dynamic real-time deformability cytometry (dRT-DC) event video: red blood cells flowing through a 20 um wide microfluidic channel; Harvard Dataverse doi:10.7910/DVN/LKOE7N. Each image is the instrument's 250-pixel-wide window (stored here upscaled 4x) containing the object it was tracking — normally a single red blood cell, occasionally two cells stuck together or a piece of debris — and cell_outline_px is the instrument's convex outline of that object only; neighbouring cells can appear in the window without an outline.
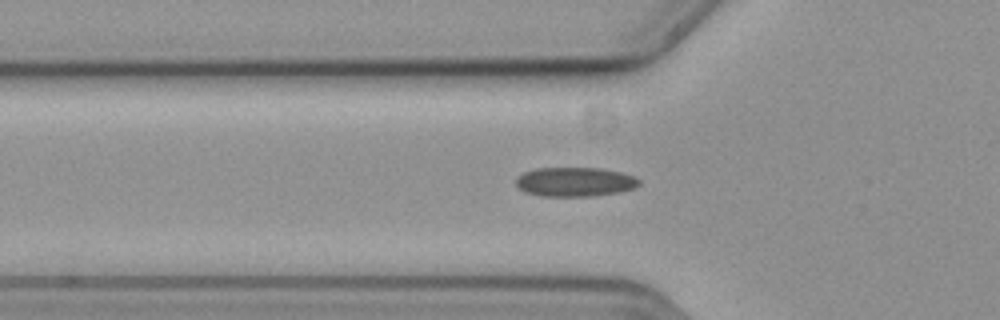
{"species": "common noctule bat (a hibernating species)", "species_latin": "Nyctalus noctula", "temperature_condition": "cold", "stored_images_in_passage": 40, "camera_frame_rate_fps": 3000, "um_per_image_px": 0.085, "animal": {"sex": "female", "body_mass_g": 19.3, "forearm_length_mm": 54.1}, "frame": {"image": 1, "passage_image": 10, "time_ms": 3.0, "image_size_px": [1000, 320], "cell_outline_px": [[640, 184], [636, 188], [620, 192], [592, 196], [540, 196], [524, 192], [516, 184], [516, 176], [524, 172], [536, 168], [600, 168], [620, 172], [632, 176], [640, 180]], "centroid_in_image_um": [48.86, 15.46], "position_along_channel_um": 76.9, "area_um2": 21.1}}
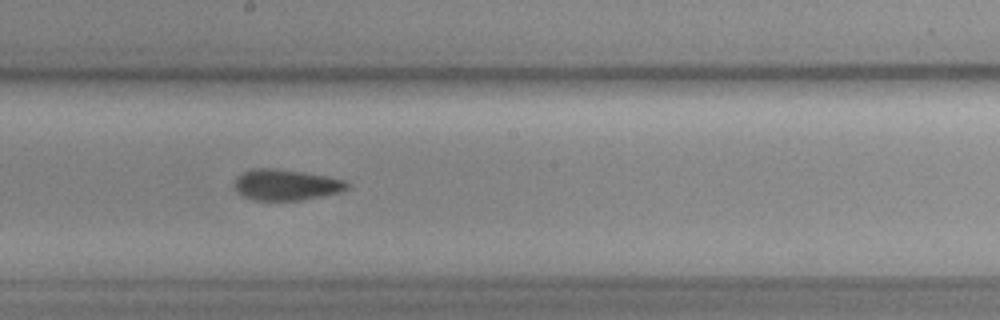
{"frame": {"image": 2, "passage_image": 22, "time_ms": 7.0, "image_size_px": [1000, 320], "cell_outline_px": [[348, 188], [340, 192], [324, 196], [300, 200], [252, 200], [244, 196], [236, 188], [236, 176], [252, 168], [276, 168], [304, 172], [344, 180], [348, 184]], "centroid_in_image_um": [24.32, 15.7], "position_along_channel_um": 223.9, "area_um2": 20.11}}
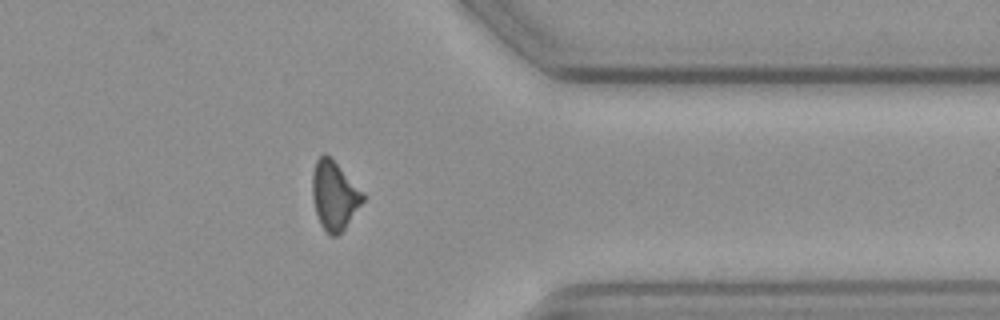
{"frame": {"image": 3, "passage_image": 36, "time_ms": 11.667, "image_size_px": [1000, 320], "cell_outline_px": [[364, 200], [344, 228], [336, 236], [332, 236], [320, 224], [316, 212], [312, 196], [312, 172], [316, 160], [324, 152], [364, 192]], "centroid_in_image_um": [28.4, 16.6], "position_along_channel_um": 383.0, "area_um2": 19.77}}